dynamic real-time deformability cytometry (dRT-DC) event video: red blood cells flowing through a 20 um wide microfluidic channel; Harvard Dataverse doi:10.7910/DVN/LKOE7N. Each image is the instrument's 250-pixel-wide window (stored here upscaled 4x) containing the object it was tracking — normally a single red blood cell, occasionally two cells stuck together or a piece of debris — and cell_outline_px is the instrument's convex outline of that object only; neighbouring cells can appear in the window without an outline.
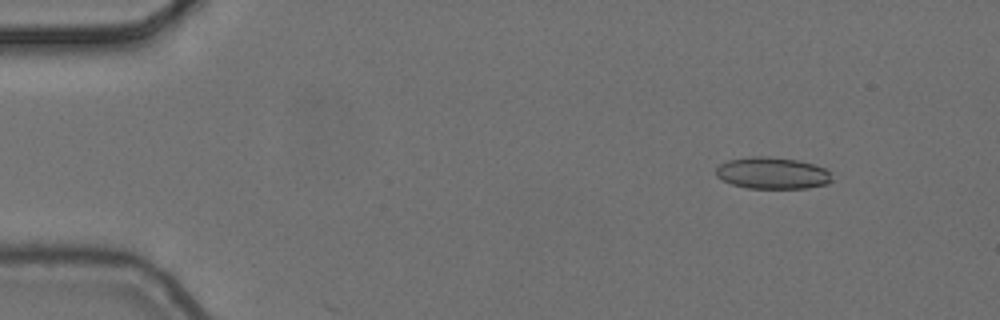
{"species": "common noctule bat (a hibernating species)", "species_latin": "Nyctalus noctula", "temperature_condition": "cold", "stored_images_in_passage": 6, "camera_frame_rate_fps": 3000, "um_per_image_px": 0.085, "animal": {"sex": "female", "body_mass_g": 24.6, "forearm_length_mm": 56.2}, "frame": {"image": 1, "passage_image": 2, "time_ms": 0.333, "image_size_px": [1000, 320], "cell_outline_px": [[832, 180], [828, 184], [808, 188], [748, 188], [732, 184], [716, 176], [716, 168], [720, 164], [728, 160], [752, 156], [764, 156], [796, 160], [812, 164], [824, 168], [828, 172]], "centroid_in_image_um": [65.63, 14.72], "position_along_channel_um": 19.4, "area_um2": 21.21}}
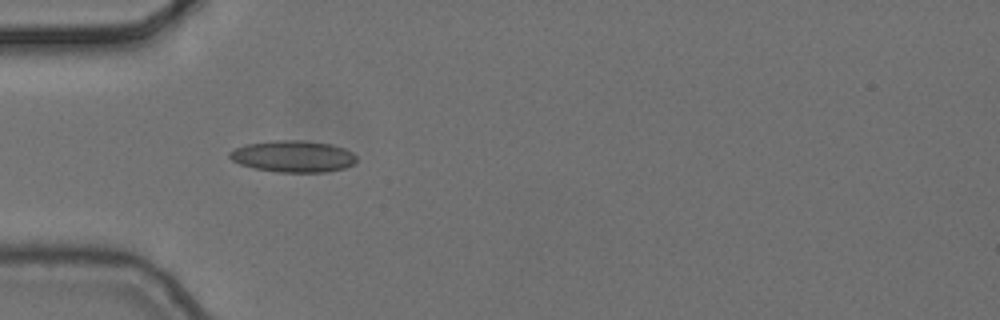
{"frame": {"image": 2, "passage_image": 5, "time_ms": 1.333, "image_size_px": [1000, 320], "cell_outline_px": [[356, 160], [352, 164], [344, 168], [324, 172], [276, 172], [256, 168], [240, 164], [232, 160], [228, 156], [228, 152], [236, 148], [248, 144], [272, 140], [304, 140], [332, 144], [344, 148], [352, 152], [356, 156]], "centroid_in_image_um": [24.91, 13.28], "position_along_channel_um": 60.1, "area_um2": 23.35}}
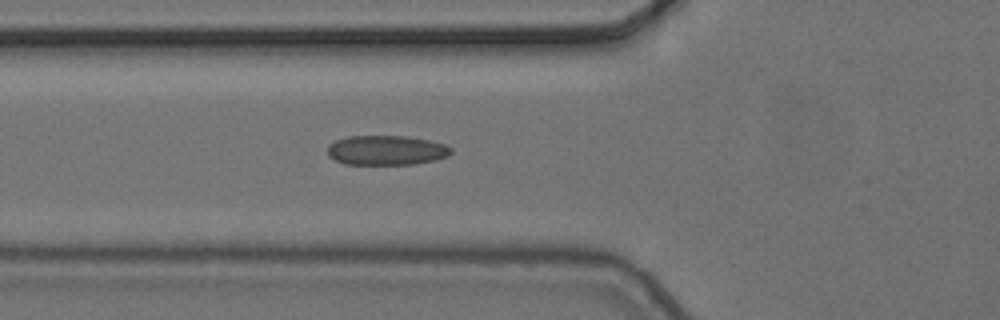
{"frame": {"image": 3, "passage_image": 6, "time_ms": 1.667, "image_size_px": [1000, 320], "cell_outline_px": [[452, 152], [448, 156], [436, 160], [412, 164], [344, 164], [328, 156], [328, 144], [336, 140], [348, 136], [404, 136], [428, 140], [444, 144], [452, 148]], "centroid_in_image_um": [32.83, 12.77], "position_along_channel_um": 93.0, "area_um2": 21.33}}